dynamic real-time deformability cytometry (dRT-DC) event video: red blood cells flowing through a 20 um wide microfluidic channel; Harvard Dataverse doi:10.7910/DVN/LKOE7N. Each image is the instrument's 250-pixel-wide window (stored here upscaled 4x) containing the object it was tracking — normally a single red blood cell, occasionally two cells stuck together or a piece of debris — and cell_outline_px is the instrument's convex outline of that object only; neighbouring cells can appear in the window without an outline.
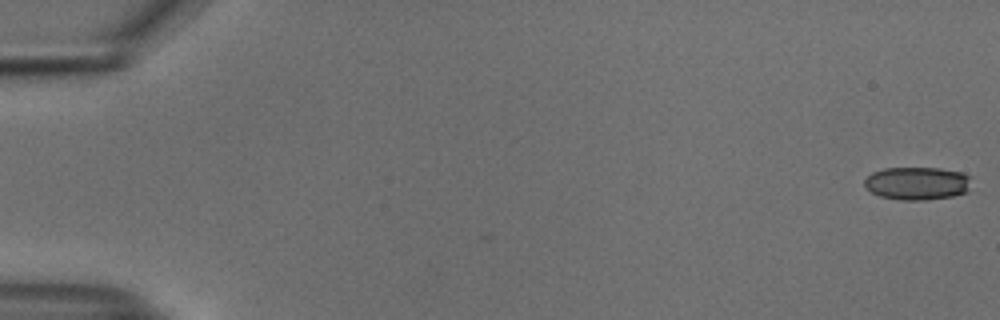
{"species": "common noctule bat (a hibernating species)", "species_latin": "Nyctalus noctula", "temperature_condition": "cold", "stored_images_in_passage": 14, "camera_frame_rate_fps": 3000, "um_per_image_px": 0.085, "animal": {"sex": "male", "body_mass_g": 18.8}, "frame": {"image": 1, "passage_image": 1, "time_ms": 0.0, "image_size_px": [1000, 320], "cell_outline_px": [[968, 192], [952, 196], [924, 200], [900, 200], [880, 196], [872, 192], [864, 184], [864, 180], [872, 172], [884, 168], [940, 168], [964, 172], [968, 176]], "centroid_in_image_um": [77.95, 15.58], "position_along_channel_um": 7.1, "area_um2": 20.46}}
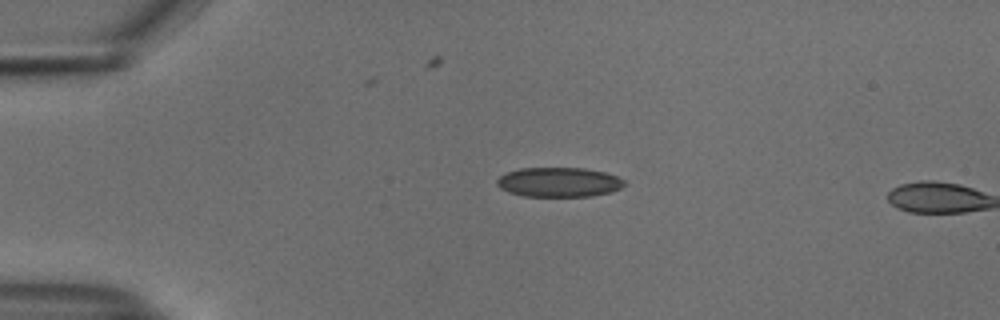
{"frame": {"image": 2, "passage_image": 13, "time_ms": 4.0, "image_size_px": [1000, 320], "cell_outline_px": [[628, 184], [612, 192], [592, 196], [524, 196], [508, 192], [500, 188], [496, 184], [496, 180], [500, 176], [508, 172], [520, 168], [584, 168], [604, 172], [616, 176], [624, 180]], "centroid_in_image_um": [47.52, 15.49], "position_along_channel_um": 37.5, "area_um2": 22.02}}